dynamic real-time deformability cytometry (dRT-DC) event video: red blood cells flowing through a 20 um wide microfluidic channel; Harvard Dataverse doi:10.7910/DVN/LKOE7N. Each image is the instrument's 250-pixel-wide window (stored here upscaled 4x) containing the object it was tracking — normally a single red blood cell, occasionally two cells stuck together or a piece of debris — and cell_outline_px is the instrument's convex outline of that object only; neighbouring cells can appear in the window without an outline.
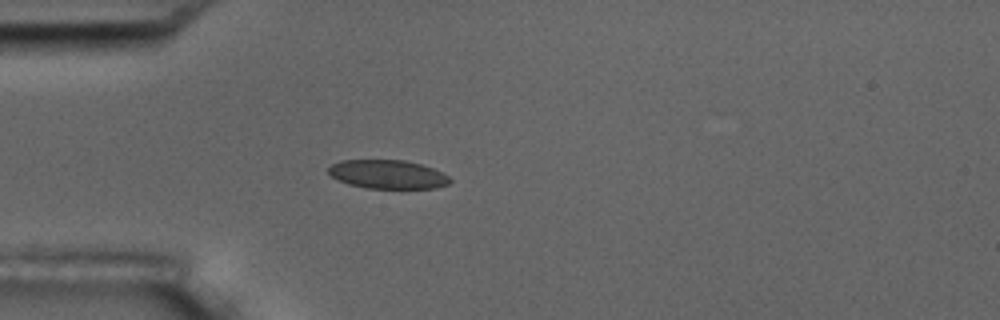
{"species": "common noctule bat (a hibernating species)", "species_latin": "Nyctalus noctula", "temperature_condition": "room temperature", "stored_images_in_passage": 3, "camera_frame_rate_fps": 3000, "um_per_image_px": 0.085, "animal": {"sex": "male", "body_mass_g": 17.5, "forearm_length_mm": 52.3}, "frame": {"image": 1, "passage_image": 3, "time_ms": 2.333, "image_size_px": [1000, 320], "cell_outline_px": [[452, 180], [448, 184], [436, 188], [364, 188], [348, 184], [336, 180], [328, 172], [328, 168], [332, 164], [340, 160], [404, 160], [420, 164], [432, 168], [448, 176]], "centroid_in_image_um": [32.92, 14.82], "position_along_channel_um": 52.1, "area_um2": 20.35}}